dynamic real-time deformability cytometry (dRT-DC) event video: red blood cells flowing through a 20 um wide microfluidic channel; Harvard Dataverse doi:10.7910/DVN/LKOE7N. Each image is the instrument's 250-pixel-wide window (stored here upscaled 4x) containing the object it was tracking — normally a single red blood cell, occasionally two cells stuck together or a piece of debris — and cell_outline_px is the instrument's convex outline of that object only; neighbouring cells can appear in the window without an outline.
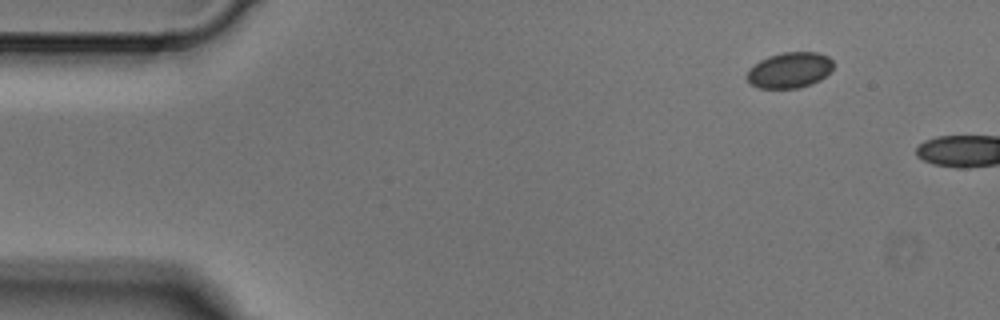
{"species": "Egyptian fruit bat (a non-hibernating species)", "species_latin": "Rousettus aegyptiacus", "temperature_condition": "cold", "stored_images_in_passage": 2, "camera_frame_rate_fps": 3000, "um_per_image_px": 0.085, "animal": {"sex": "male"}, "frame": {"image": 1, "passage_image": 1, "time_ms": 0.0, "image_size_px": [1000, 320], "cell_outline_px": [[832, 72], [820, 80], [812, 84], [800, 88], [760, 88], [752, 84], [744, 76], [748, 68], [760, 60], [768, 56], [784, 52], [816, 52], [828, 56], [832, 60]], "centroid_in_image_um": [67.11, 5.96], "position_along_channel_um": 17.9, "area_um2": 18.21}}